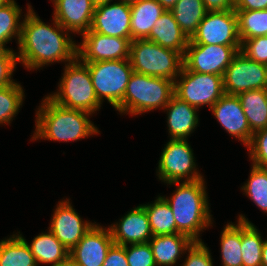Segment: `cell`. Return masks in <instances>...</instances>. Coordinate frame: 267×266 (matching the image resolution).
Returning a JSON list of instances; mask_svg holds the SVG:
<instances>
[{
	"instance_id": "15",
	"label": "cell",
	"mask_w": 267,
	"mask_h": 266,
	"mask_svg": "<svg viewBox=\"0 0 267 266\" xmlns=\"http://www.w3.org/2000/svg\"><path fill=\"white\" fill-rule=\"evenodd\" d=\"M56 206L48 229L70 251L96 223L82 221L69 199Z\"/></svg>"
},
{
	"instance_id": "16",
	"label": "cell",
	"mask_w": 267,
	"mask_h": 266,
	"mask_svg": "<svg viewBox=\"0 0 267 266\" xmlns=\"http://www.w3.org/2000/svg\"><path fill=\"white\" fill-rule=\"evenodd\" d=\"M130 4L110 2L95 7L89 31L111 37L131 38Z\"/></svg>"
},
{
	"instance_id": "42",
	"label": "cell",
	"mask_w": 267,
	"mask_h": 266,
	"mask_svg": "<svg viewBox=\"0 0 267 266\" xmlns=\"http://www.w3.org/2000/svg\"><path fill=\"white\" fill-rule=\"evenodd\" d=\"M206 11H226L234 9L231 0H203Z\"/></svg>"
},
{
	"instance_id": "49",
	"label": "cell",
	"mask_w": 267,
	"mask_h": 266,
	"mask_svg": "<svg viewBox=\"0 0 267 266\" xmlns=\"http://www.w3.org/2000/svg\"><path fill=\"white\" fill-rule=\"evenodd\" d=\"M231 1L235 5L239 0H231Z\"/></svg>"
},
{
	"instance_id": "34",
	"label": "cell",
	"mask_w": 267,
	"mask_h": 266,
	"mask_svg": "<svg viewBox=\"0 0 267 266\" xmlns=\"http://www.w3.org/2000/svg\"><path fill=\"white\" fill-rule=\"evenodd\" d=\"M24 91L19 83L0 87V124H9L23 103Z\"/></svg>"
},
{
	"instance_id": "9",
	"label": "cell",
	"mask_w": 267,
	"mask_h": 266,
	"mask_svg": "<svg viewBox=\"0 0 267 266\" xmlns=\"http://www.w3.org/2000/svg\"><path fill=\"white\" fill-rule=\"evenodd\" d=\"M157 175L165 183L204 179L197 172L193 150L187 140L170 139L162 150Z\"/></svg>"
},
{
	"instance_id": "37",
	"label": "cell",
	"mask_w": 267,
	"mask_h": 266,
	"mask_svg": "<svg viewBox=\"0 0 267 266\" xmlns=\"http://www.w3.org/2000/svg\"><path fill=\"white\" fill-rule=\"evenodd\" d=\"M240 52L250 60L267 65V35L244 40Z\"/></svg>"
},
{
	"instance_id": "4",
	"label": "cell",
	"mask_w": 267,
	"mask_h": 266,
	"mask_svg": "<svg viewBox=\"0 0 267 266\" xmlns=\"http://www.w3.org/2000/svg\"><path fill=\"white\" fill-rule=\"evenodd\" d=\"M59 92L48 97L56 104L69 108L95 113L101 107L86 63L76 57L72 62L65 64Z\"/></svg>"
},
{
	"instance_id": "5",
	"label": "cell",
	"mask_w": 267,
	"mask_h": 266,
	"mask_svg": "<svg viewBox=\"0 0 267 266\" xmlns=\"http://www.w3.org/2000/svg\"><path fill=\"white\" fill-rule=\"evenodd\" d=\"M173 95L174 81L133 72L123 97V113L140 115L163 109Z\"/></svg>"
},
{
	"instance_id": "47",
	"label": "cell",
	"mask_w": 267,
	"mask_h": 266,
	"mask_svg": "<svg viewBox=\"0 0 267 266\" xmlns=\"http://www.w3.org/2000/svg\"><path fill=\"white\" fill-rule=\"evenodd\" d=\"M120 2L127 3V4H133L137 2L138 0H119Z\"/></svg>"
},
{
	"instance_id": "19",
	"label": "cell",
	"mask_w": 267,
	"mask_h": 266,
	"mask_svg": "<svg viewBox=\"0 0 267 266\" xmlns=\"http://www.w3.org/2000/svg\"><path fill=\"white\" fill-rule=\"evenodd\" d=\"M53 18L67 31L79 35L90 30L95 5L92 0H53Z\"/></svg>"
},
{
	"instance_id": "30",
	"label": "cell",
	"mask_w": 267,
	"mask_h": 266,
	"mask_svg": "<svg viewBox=\"0 0 267 266\" xmlns=\"http://www.w3.org/2000/svg\"><path fill=\"white\" fill-rule=\"evenodd\" d=\"M228 223L221 232L220 246L223 266H243L241 252V221Z\"/></svg>"
},
{
	"instance_id": "10",
	"label": "cell",
	"mask_w": 267,
	"mask_h": 266,
	"mask_svg": "<svg viewBox=\"0 0 267 266\" xmlns=\"http://www.w3.org/2000/svg\"><path fill=\"white\" fill-rule=\"evenodd\" d=\"M190 40L203 45L241 46L236 11H207Z\"/></svg>"
},
{
	"instance_id": "50",
	"label": "cell",
	"mask_w": 267,
	"mask_h": 266,
	"mask_svg": "<svg viewBox=\"0 0 267 266\" xmlns=\"http://www.w3.org/2000/svg\"><path fill=\"white\" fill-rule=\"evenodd\" d=\"M266 105H267V89H266Z\"/></svg>"
},
{
	"instance_id": "14",
	"label": "cell",
	"mask_w": 267,
	"mask_h": 266,
	"mask_svg": "<svg viewBox=\"0 0 267 266\" xmlns=\"http://www.w3.org/2000/svg\"><path fill=\"white\" fill-rule=\"evenodd\" d=\"M113 243L110 228L95 224L69 251V259L77 266H103Z\"/></svg>"
},
{
	"instance_id": "2",
	"label": "cell",
	"mask_w": 267,
	"mask_h": 266,
	"mask_svg": "<svg viewBox=\"0 0 267 266\" xmlns=\"http://www.w3.org/2000/svg\"><path fill=\"white\" fill-rule=\"evenodd\" d=\"M36 115V129L32 140L43 138L69 142L99 133L89 120L91 113L60 106L48 96L42 100Z\"/></svg>"
},
{
	"instance_id": "38",
	"label": "cell",
	"mask_w": 267,
	"mask_h": 266,
	"mask_svg": "<svg viewBox=\"0 0 267 266\" xmlns=\"http://www.w3.org/2000/svg\"><path fill=\"white\" fill-rule=\"evenodd\" d=\"M17 62L18 58L15 51L0 47V87L16 83L11 78Z\"/></svg>"
},
{
	"instance_id": "44",
	"label": "cell",
	"mask_w": 267,
	"mask_h": 266,
	"mask_svg": "<svg viewBox=\"0 0 267 266\" xmlns=\"http://www.w3.org/2000/svg\"><path fill=\"white\" fill-rule=\"evenodd\" d=\"M261 266H267V240L264 241L262 246Z\"/></svg>"
},
{
	"instance_id": "8",
	"label": "cell",
	"mask_w": 267,
	"mask_h": 266,
	"mask_svg": "<svg viewBox=\"0 0 267 266\" xmlns=\"http://www.w3.org/2000/svg\"><path fill=\"white\" fill-rule=\"evenodd\" d=\"M179 77L174 81V95L198 109L204 105L210 109L225 94L223 76L198 73L182 67Z\"/></svg>"
},
{
	"instance_id": "27",
	"label": "cell",
	"mask_w": 267,
	"mask_h": 266,
	"mask_svg": "<svg viewBox=\"0 0 267 266\" xmlns=\"http://www.w3.org/2000/svg\"><path fill=\"white\" fill-rule=\"evenodd\" d=\"M241 221V252L243 266H261L262 240L261 234L242 214L238 218Z\"/></svg>"
},
{
	"instance_id": "48",
	"label": "cell",
	"mask_w": 267,
	"mask_h": 266,
	"mask_svg": "<svg viewBox=\"0 0 267 266\" xmlns=\"http://www.w3.org/2000/svg\"><path fill=\"white\" fill-rule=\"evenodd\" d=\"M11 0H0V7L7 4Z\"/></svg>"
},
{
	"instance_id": "21",
	"label": "cell",
	"mask_w": 267,
	"mask_h": 266,
	"mask_svg": "<svg viewBox=\"0 0 267 266\" xmlns=\"http://www.w3.org/2000/svg\"><path fill=\"white\" fill-rule=\"evenodd\" d=\"M146 40L159 44L164 48L185 53L190 38L180 28L171 11H165L155 22Z\"/></svg>"
},
{
	"instance_id": "32",
	"label": "cell",
	"mask_w": 267,
	"mask_h": 266,
	"mask_svg": "<svg viewBox=\"0 0 267 266\" xmlns=\"http://www.w3.org/2000/svg\"><path fill=\"white\" fill-rule=\"evenodd\" d=\"M21 14L22 10L15 0L0 7V47L5 48L6 43L15 37L19 44L22 29V22H19Z\"/></svg>"
},
{
	"instance_id": "36",
	"label": "cell",
	"mask_w": 267,
	"mask_h": 266,
	"mask_svg": "<svg viewBox=\"0 0 267 266\" xmlns=\"http://www.w3.org/2000/svg\"><path fill=\"white\" fill-rule=\"evenodd\" d=\"M247 147L252 164L267 169V128L254 133Z\"/></svg>"
},
{
	"instance_id": "43",
	"label": "cell",
	"mask_w": 267,
	"mask_h": 266,
	"mask_svg": "<svg viewBox=\"0 0 267 266\" xmlns=\"http://www.w3.org/2000/svg\"><path fill=\"white\" fill-rule=\"evenodd\" d=\"M179 0H157V2L167 11H170Z\"/></svg>"
},
{
	"instance_id": "26",
	"label": "cell",
	"mask_w": 267,
	"mask_h": 266,
	"mask_svg": "<svg viewBox=\"0 0 267 266\" xmlns=\"http://www.w3.org/2000/svg\"><path fill=\"white\" fill-rule=\"evenodd\" d=\"M18 233L0 241V266H38L28 242Z\"/></svg>"
},
{
	"instance_id": "29",
	"label": "cell",
	"mask_w": 267,
	"mask_h": 266,
	"mask_svg": "<svg viewBox=\"0 0 267 266\" xmlns=\"http://www.w3.org/2000/svg\"><path fill=\"white\" fill-rule=\"evenodd\" d=\"M170 11L189 38L197 31L207 12L203 0H179Z\"/></svg>"
},
{
	"instance_id": "45",
	"label": "cell",
	"mask_w": 267,
	"mask_h": 266,
	"mask_svg": "<svg viewBox=\"0 0 267 266\" xmlns=\"http://www.w3.org/2000/svg\"><path fill=\"white\" fill-rule=\"evenodd\" d=\"M113 0H92L93 4L95 6L101 5V4H106L108 2H112Z\"/></svg>"
},
{
	"instance_id": "35",
	"label": "cell",
	"mask_w": 267,
	"mask_h": 266,
	"mask_svg": "<svg viewBox=\"0 0 267 266\" xmlns=\"http://www.w3.org/2000/svg\"><path fill=\"white\" fill-rule=\"evenodd\" d=\"M126 258L129 266H157L149 242L126 245Z\"/></svg>"
},
{
	"instance_id": "41",
	"label": "cell",
	"mask_w": 267,
	"mask_h": 266,
	"mask_svg": "<svg viewBox=\"0 0 267 266\" xmlns=\"http://www.w3.org/2000/svg\"><path fill=\"white\" fill-rule=\"evenodd\" d=\"M267 9V0H239L234 10H264Z\"/></svg>"
},
{
	"instance_id": "6",
	"label": "cell",
	"mask_w": 267,
	"mask_h": 266,
	"mask_svg": "<svg viewBox=\"0 0 267 266\" xmlns=\"http://www.w3.org/2000/svg\"><path fill=\"white\" fill-rule=\"evenodd\" d=\"M131 66L134 72L175 81L183 67V56L146 39L130 44Z\"/></svg>"
},
{
	"instance_id": "3",
	"label": "cell",
	"mask_w": 267,
	"mask_h": 266,
	"mask_svg": "<svg viewBox=\"0 0 267 266\" xmlns=\"http://www.w3.org/2000/svg\"><path fill=\"white\" fill-rule=\"evenodd\" d=\"M168 184L178 185L170 199L162 196L172 209L177 233L202 241L199 232L212 224L204 179Z\"/></svg>"
},
{
	"instance_id": "17",
	"label": "cell",
	"mask_w": 267,
	"mask_h": 266,
	"mask_svg": "<svg viewBox=\"0 0 267 266\" xmlns=\"http://www.w3.org/2000/svg\"><path fill=\"white\" fill-rule=\"evenodd\" d=\"M221 126L247 147L252 139L247 118L236 95L224 94L211 108Z\"/></svg>"
},
{
	"instance_id": "25",
	"label": "cell",
	"mask_w": 267,
	"mask_h": 266,
	"mask_svg": "<svg viewBox=\"0 0 267 266\" xmlns=\"http://www.w3.org/2000/svg\"><path fill=\"white\" fill-rule=\"evenodd\" d=\"M251 133L267 128L266 89H254L237 95Z\"/></svg>"
},
{
	"instance_id": "13",
	"label": "cell",
	"mask_w": 267,
	"mask_h": 266,
	"mask_svg": "<svg viewBox=\"0 0 267 266\" xmlns=\"http://www.w3.org/2000/svg\"><path fill=\"white\" fill-rule=\"evenodd\" d=\"M77 44V57L84 63L122 60L130 57L131 38L111 37L87 31Z\"/></svg>"
},
{
	"instance_id": "18",
	"label": "cell",
	"mask_w": 267,
	"mask_h": 266,
	"mask_svg": "<svg viewBox=\"0 0 267 266\" xmlns=\"http://www.w3.org/2000/svg\"><path fill=\"white\" fill-rule=\"evenodd\" d=\"M113 242L118 245L147 243L153 237L146 210L142 205L130 210L119 223L110 227Z\"/></svg>"
},
{
	"instance_id": "28",
	"label": "cell",
	"mask_w": 267,
	"mask_h": 266,
	"mask_svg": "<svg viewBox=\"0 0 267 266\" xmlns=\"http://www.w3.org/2000/svg\"><path fill=\"white\" fill-rule=\"evenodd\" d=\"M142 206L146 210L153 236L177 233L172 209L163 197L158 196L154 203Z\"/></svg>"
},
{
	"instance_id": "31",
	"label": "cell",
	"mask_w": 267,
	"mask_h": 266,
	"mask_svg": "<svg viewBox=\"0 0 267 266\" xmlns=\"http://www.w3.org/2000/svg\"><path fill=\"white\" fill-rule=\"evenodd\" d=\"M235 11L241 43L246 39L267 35V9Z\"/></svg>"
},
{
	"instance_id": "22",
	"label": "cell",
	"mask_w": 267,
	"mask_h": 266,
	"mask_svg": "<svg viewBox=\"0 0 267 266\" xmlns=\"http://www.w3.org/2000/svg\"><path fill=\"white\" fill-rule=\"evenodd\" d=\"M194 241L182 233L153 236L149 240L157 266H173Z\"/></svg>"
},
{
	"instance_id": "12",
	"label": "cell",
	"mask_w": 267,
	"mask_h": 266,
	"mask_svg": "<svg viewBox=\"0 0 267 266\" xmlns=\"http://www.w3.org/2000/svg\"><path fill=\"white\" fill-rule=\"evenodd\" d=\"M223 83L227 95L267 89V65L250 60L239 51L226 68Z\"/></svg>"
},
{
	"instance_id": "1",
	"label": "cell",
	"mask_w": 267,
	"mask_h": 266,
	"mask_svg": "<svg viewBox=\"0 0 267 266\" xmlns=\"http://www.w3.org/2000/svg\"><path fill=\"white\" fill-rule=\"evenodd\" d=\"M52 20L54 27L44 23L28 5L17 53L18 62H22L27 69H39L59 61L69 63L77 57V45L72 41L69 31L54 18Z\"/></svg>"
},
{
	"instance_id": "46",
	"label": "cell",
	"mask_w": 267,
	"mask_h": 266,
	"mask_svg": "<svg viewBox=\"0 0 267 266\" xmlns=\"http://www.w3.org/2000/svg\"><path fill=\"white\" fill-rule=\"evenodd\" d=\"M59 266H77V265H75V264L69 259L67 262H65V263H63V264H60Z\"/></svg>"
},
{
	"instance_id": "40",
	"label": "cell",
	"mask_w": 267,
	"mask_h": 266,
	"mask_svg": "<svg viewBox=\"0 0 267 266\" xmlns=\"http://www.w3.org/2000/svg\"><path fill=\"white\" fill-rule=\"evenodd\" d=\"M103 266H129L126 258V245L113 243L107 252Z\"/></svg>"
},
{
	"instance_id": "33",
	"label": "cell",
	"mask_w": 267,
	"mask_h": 266,
	"mask_svg": "<svg viewBox=\"0 0 267 266\" xmlns=\"http://www.w3.org/2000/svg\"><path fill=\"white\" fill-rule=\"evenodd\" d=\"M249 179L241 187L244 193L264 212L267 213V169L253 165Z\"/></svg>"
},
{
	"instance_id": "24",
	"label": "cell",
	"mask_w": 267,
	"mask_h": 266,
	"mask_svg": "<svg viewBox=\"0 0 267 266\" xmlns=\"http://www.w3.org/2000/svg\"><path fill=\"white\" fill-rule=\"evenodd\" d=\"M37 264L59 266L69 260V250L49 230L34 237L29 245Z\"/></svg>"
},
{
	"instance_id": "7",
	"label": "cell",
	"mask_w": 267,
	"mask_h": 266,
	"mask_svg": "<svg viewBox=\"0 0 267 266\" xmlns=\"http://www.w3.org/2000/svg\"><path fill=\"white\" fill-rule=\"evenodd\" d=\"M86 64L98 100L102 103L106 98L116 111L123 113V97L134 72L130 60H108Z\"/></svg>"
},
{
	"instance_id": "20",
	"label": "cell",
	"mask_w": 267,
	"mask_h": 266,
	"mask_svg": "<svg viewBox=\"0 0 267 266\" xmlns=\"http://www.w3.org/2000/svg\"><path fill=\"white\" fill-rule=\"evenodd\" d=\"M167 111V123L170 139L188 140V136L198 125V108L173 95L164 108Z\"/></svg>"
},
{
	"instance_id": "39",
	"label": "cell",
	"mask_w": 267,
	"mask_h": 266,
	"mask_svg": "<svg viewBox=\"0 0 267 266\" xmlns=\"http://www.w3.org/2000/svg\"><path fill=\"white\" fill-rule=\"evenodd\" d=\"M187 251L189 254L182 266H213L210 250L202 241H194Z\"/></svg>"
},
{
	"instance_id": "11",
	"label": "cell",
	"mask_w": 267,
	"mask_h": 266,
	"mask_svg": "<svg viewBox=\"0 0 267 266\" xmlns=\"http://www.w3.org/2000/svg\"><path fill=\"white\" fill-rule=\"evenodd\" d=\"M240 49L241 46L203 45L190 40L183 55V67L198 73L224 76Z\"/></svg>"
},
{
	"instance_id": "23",
	"label": "cell",
	"mask_w": 267,
	"mask_h": 266,
	"mask_svg": "<svg viewBox=\"0 0 267 266\" xmlns=\"http://www.w3.org/2000/svg\"><path fill=\"white\" fill-rule=\"evenodd\" d=\"M131 40L146 39L157 19L166 11L157 0H138L130 4Z\"/></svg>"
}]
</instances>
